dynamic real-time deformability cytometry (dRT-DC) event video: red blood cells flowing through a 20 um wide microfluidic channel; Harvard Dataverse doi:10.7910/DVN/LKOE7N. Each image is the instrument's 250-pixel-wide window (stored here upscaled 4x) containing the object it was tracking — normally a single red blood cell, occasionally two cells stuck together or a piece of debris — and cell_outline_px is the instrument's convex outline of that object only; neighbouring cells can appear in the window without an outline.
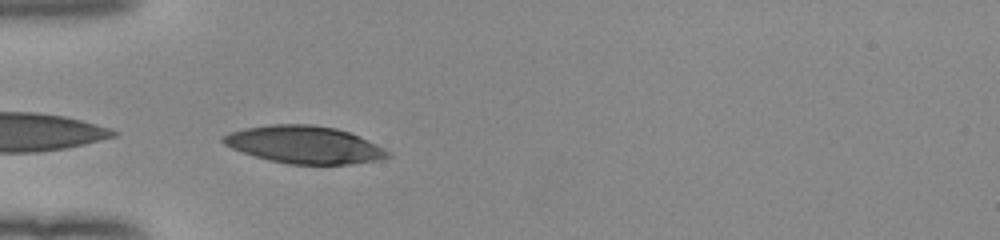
{"species": "human", "species_latin": "Homo sapiens", "temperature_condition": "room temperature", "stored_images_in_passage": 32, "camera_frame_rate_fps": 3000, "um_per_image_px": 0.085, "donor": {"sex": "female"}, "frame": {"image": 1, "passage_image": 1, "time_ms": 0.0, "image_size_px": [1000, 240], "cell_outline_px": [[392, 156], [380, 160], [348, 164], [288, 164], [268, 160], [232, 148], [224, 144], [220, 140], [220, 136], [228, 132], [244, 128], [268, 124], [312, 124], [336, 128], [348, 132], [376, 144], [392, 152]], "centroid_in_image_um": [25.86, 12.29], "position_along_channel_um": 59.1, "area_um2": 36.07}}
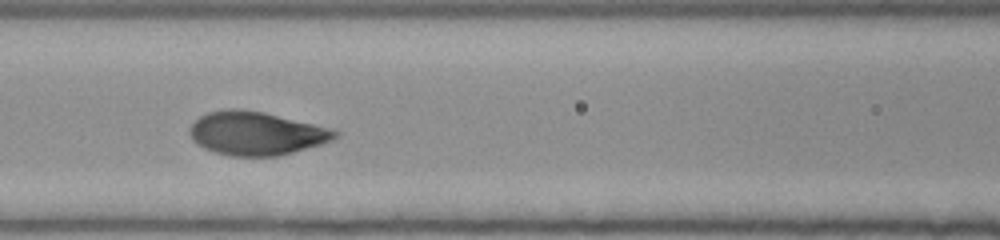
{"frame": {"image": 2, "passage_image": 8, "time_ms": 2.333, "image_size_px": [1000, 240], "cell_outline_px": [[340, 136], [332, 140], [320, 144], [292, 152], [276, 156], [228, 156], [204, 148], [196, 144], [192, 140], [188, 132], [188, 128], [200, 116], [208, 112], [228, 108], [240, 108], [264, 112], [336, 128], [340, 132]], "centroid_in_image_um": [21.8, 11.32], "position_along_channel_um": 144.8, "area_um2": 37.28}}
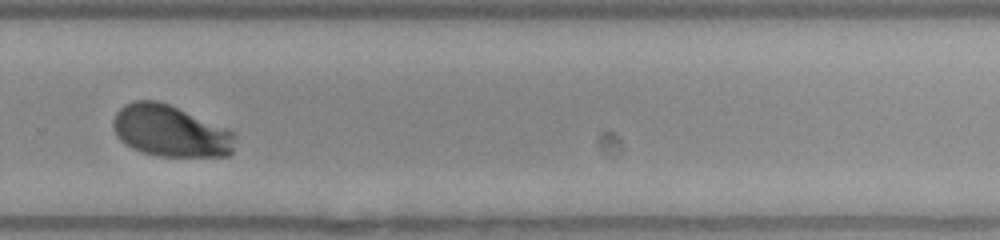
{"frame": {"image": 3, "passage_image": 21, "time_ms": 6.667, "image_size_px": [1000, 240], "cell_outline_px": [[236, 132], [232, 152], [228, 156], [156, 156], [132, 148], [124, 144], [116, 136], [112, 124], [112, 120], [116, 112], [124, 104], [136, 100], [156, 100], [168, 104], [228, 128]], "centroid_in_image_um": [14.47, 11.13], "position_along_channel_um": 315.3, "area_um2": 36.82}, "authors_computed_cell_mechanics": {"area_um2": 36.3273, "velocity_mm_per_s": 3.9453, "shape_relaxation_time_tau1_ms": 3.1749, "shape_relaxation_time_tau2_ms": null, "deformation_change_tau1": 0.2045, "deformation_change_tau2": null}}